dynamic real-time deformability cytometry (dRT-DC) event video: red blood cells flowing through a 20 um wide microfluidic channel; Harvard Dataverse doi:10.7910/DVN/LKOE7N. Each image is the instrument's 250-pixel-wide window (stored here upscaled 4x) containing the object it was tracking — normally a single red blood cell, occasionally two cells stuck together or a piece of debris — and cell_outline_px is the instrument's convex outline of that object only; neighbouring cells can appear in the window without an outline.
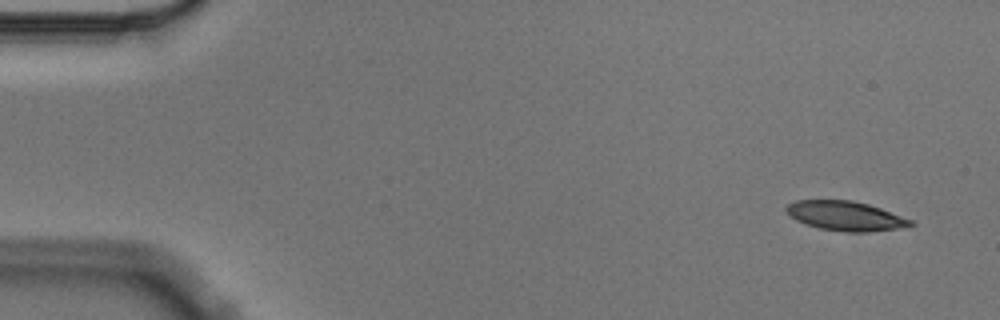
{"species": "Egyptian fruit bat (a non-hibernating species)", "species_latin": "Rousettus aegyptiacus", "temperature_condition": "cold", "stored_images_in_passage": 5, "camera_frame_rate_fps": 3000, "um_per_image_px": 0.085, "animal": {"sex": "male"}, "frame": {"image": 1, "passage_image": 1, "time_ms": 0.0, "image_size_px": [1000, 320], "cell_outline_px": [[916, 224], [908, 228], [868, 232], [844, 232], [820, 228], [796, 220], [784, 208], [788, 204], [796, 200], [852, 200], [868, 204], [880, 208], [912, 220]], "centroid_in_image_um": [71.94, 18.36], "position_along_channel_um": 13.1, "area_um2": 21.39}}
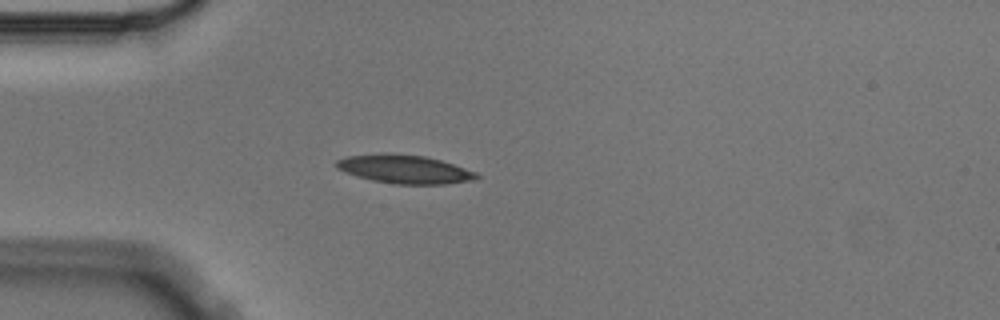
{"frame": {"image": 2, "passage_image": 4, "time_ms": 1.0, "image_size_px": [1000, 320], "cell_outline_px": [[480, 176], [476, 180], [444, 184], [392, 184], [372, 180], [356, 176], [344, 172], [336, 168], [336, 160], [348, 156], [384, 152], [424, 156], [440, 160], [476, 172]], "centroid_in_image_um": [34.36, 14.38], "position_along_channel_um": 50.6, "area_um2": 23.41}}